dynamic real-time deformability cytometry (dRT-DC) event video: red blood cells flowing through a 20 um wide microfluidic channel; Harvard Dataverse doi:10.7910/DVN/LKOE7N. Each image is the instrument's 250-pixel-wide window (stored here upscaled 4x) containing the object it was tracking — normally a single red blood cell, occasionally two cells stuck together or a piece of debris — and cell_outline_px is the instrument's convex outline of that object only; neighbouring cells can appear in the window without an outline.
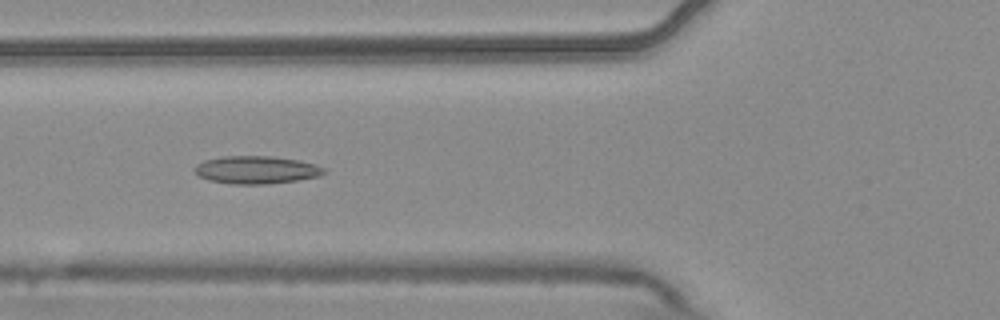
{"species": "common noctule bat (a hibernating species)", "species_latin": "Nyctalus noctula", "temperature_condition": "warm", "stored_images_in_passage": 6, "camera_frame_rate_fps": 3000, "um_per_image_px": 0.085, "animal": {"sex": "male", "body_mass_g": 20.4}, "frame": {"image": 1, "passage_image": 5, "time_ms": 1.333, "image_size_px": [1000, 320], "cell_outline_px": [[328, 172], [320, 176], [296, 180], [264, 184], [232, 184], [208, 180], [196, 176], [192, 168], [196, 164], [204, 160], [224, 156], [272, 156], [300, 160], [316, 164], [324, 168]], "centroid_in_image_um": [21.76, 14.43], "position_along_channel_um": 104.0, "area_um2": 21.21}}
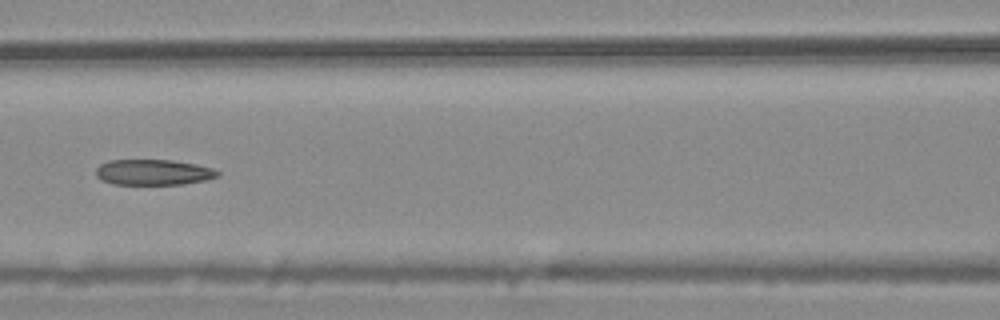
{"frame": {"image": 2, "passage_image": 6, "time_ms": 1.667, "image_size_px": [1000, 320], "cell_outline_px": [[220, 176], [204, 180], [184, 184], [112, 184], [100, 180], [96, 176], [96, 168], [100, 164], [108, 160], [172, 160], [196, 164], [212, 168], [220, 172]], "centroid_in_image_um": [13.01, 14.64], "position_along_channel_um": 153.6, "area_um2": 18.26}}